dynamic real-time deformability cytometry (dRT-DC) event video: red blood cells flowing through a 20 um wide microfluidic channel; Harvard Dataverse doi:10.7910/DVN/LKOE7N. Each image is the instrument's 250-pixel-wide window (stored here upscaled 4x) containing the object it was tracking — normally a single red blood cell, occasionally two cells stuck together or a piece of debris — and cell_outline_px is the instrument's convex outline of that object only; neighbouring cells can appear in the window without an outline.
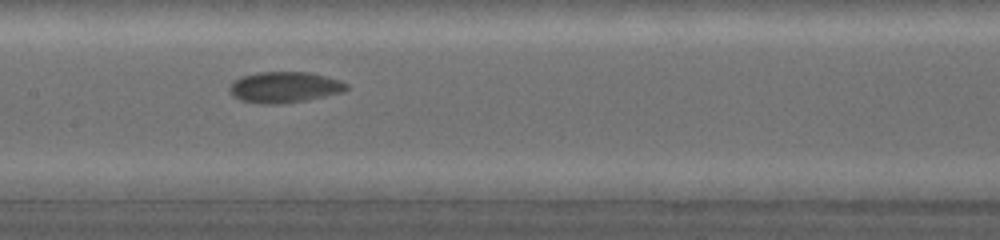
{"species": "common noctule bat (a hibernating species)", "species_latin": "Nyctalus noctula", "temperature_condition": "warm", "stored_images_in_passage": 29, "camera_frame_rate_fps": 5000, "um_per_image_px": 0.085, "animal": {"sex": "female", "body_mass_g": 19.0, "forearm_length_mm": 53.3}, "frame": {"image": 1, "passage_image": 9, "time_ms": 3.0, "image_size_px": [1000, 240], "cell_outline_px": [[348, 88], [344, 92], [304, 100], [280, 104], [260, 104], [240, 100], [232, 96], [228, 88], [240, 76], [256, 72], [308, 72], [340, 80], [348, 84]], "centroid_in_image_um": [24.16, 7.41], "position_along_channel_um": 183.2, "area_um2": 21.1}}
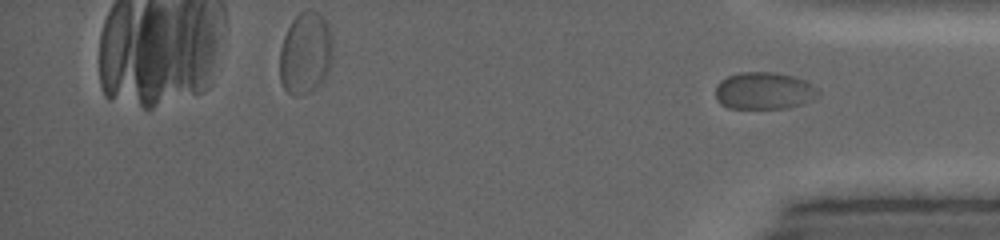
{"frame": {"image": 2, "passage_image": 29, "time_ms": 10.0, "image_size_px": [1000, 240], "cell_outline_px": [[820, 92], [812, 100], [804, 104], [788, 108], [728, 108], [720, 104], [716, 100], [716, 88], [720, 80], [728, 76], [740, 72], [776, 72], [796, 76], [808, 80]], "centroid_in_image_um": [64.97, 7.71], "position_along_channel_um": 370.2, "area_um2": 22.6}}